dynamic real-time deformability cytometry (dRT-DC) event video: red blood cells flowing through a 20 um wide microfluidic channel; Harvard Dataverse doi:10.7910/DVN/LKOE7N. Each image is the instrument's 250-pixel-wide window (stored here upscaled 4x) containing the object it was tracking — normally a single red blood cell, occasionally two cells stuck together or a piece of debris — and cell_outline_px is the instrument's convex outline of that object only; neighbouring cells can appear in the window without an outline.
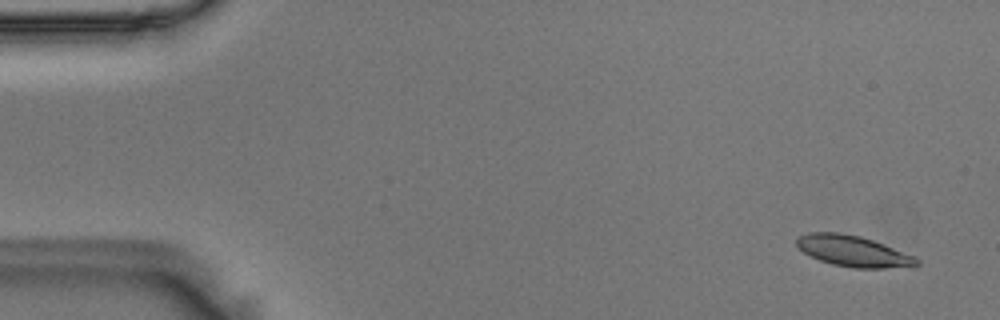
{"species": "Egyptian fruit bat (a non-hibernating species)", "species_latin": "Rousettus aegyptiacus", "temperature_condition": "room temperature", "stored_images_in_passage": 56, "camera_frame_rate_fps": 3000, "um_per_image_px": 0.085, "animal": {"sex": "male"}, "frame": {"image": 1, "passage_image": 3, "time_ms": 0.667, "image_size_px": [1000, 320], "cell_outline_px": [[920, 264], [916, 268], [852, 268], [832, 264], [820, 260], [804, 252], [796, 244], [796, 240], [800, 236], [808, 232], [840, 232], [860, 236], [872, 240], [916, 256], [920, 260]], "centroid_in_image_um": [72.61, 21.36], "position_along_channel_um": 12.4, "area_um2": 21.91}}
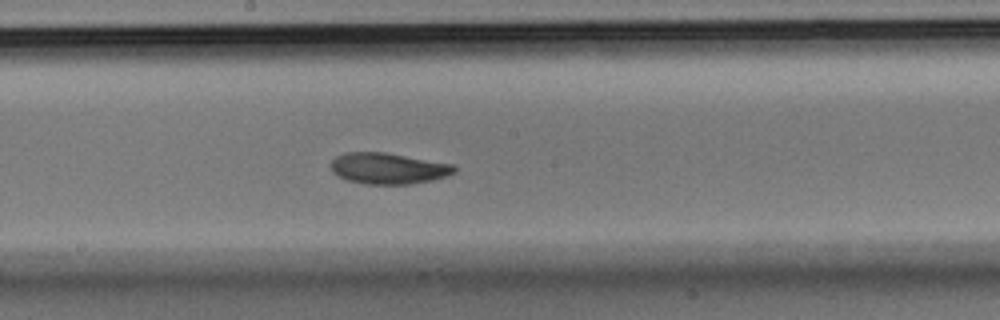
{"frame": {"image": 2, "passage_image": 30, "time_ms": 9.667, "image_size_px": [1000, 320], "cell_outline_px": [[456, 172], [448, 176], [432, 180], [412, 184], [364, 184], [348, 180], [332, 172], [332, 160], [336, 156], [344, 152], [384, 152], [456, 164]], "centroid_in_image_um": [33.05, 14.31], "position_along_channel_um": 215.1, "area_um2": 22.54}}
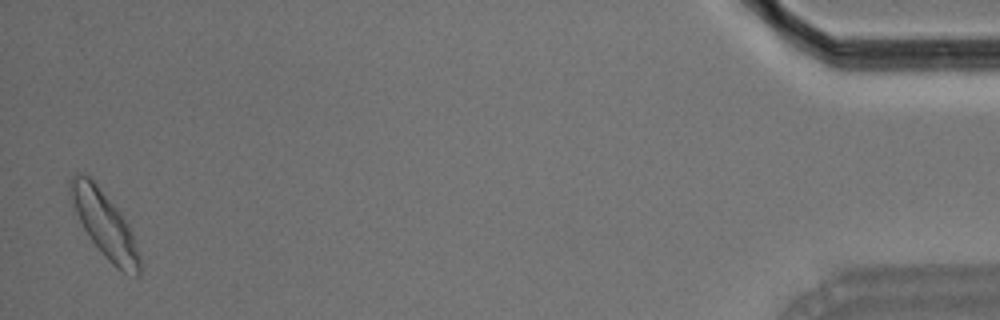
{"frame": {"image": 3, "passage_image": 55, "time_ms": 18.0, "image_size_px": [1000, 320], "cell_outline_px": [[140, 276], [136, 276], [120, 272], [104, 256], [92, 240], [84, 228], [72, 204], [68, 180], [76, 172], [80, 172], [88, 176], [96, 184], [124, 216], [132, 232], [140, 256]], "centroid_in_image_um": [8.91, 19.08], "position_along_channel_um": 426.3, "area_um2": 26.36}, "authors_computed_cell_mechanics": {"area_um2": 22.4842, "velocity_mm_per_s": 3.5973, "shape_relaxation_time_tau1_ms": 4.6271, "shape_relaxation_time_tau2_ms": 3.3043, "deformation_change_tau1": 0.1231, "deformation_change_tau2": 0.075}}